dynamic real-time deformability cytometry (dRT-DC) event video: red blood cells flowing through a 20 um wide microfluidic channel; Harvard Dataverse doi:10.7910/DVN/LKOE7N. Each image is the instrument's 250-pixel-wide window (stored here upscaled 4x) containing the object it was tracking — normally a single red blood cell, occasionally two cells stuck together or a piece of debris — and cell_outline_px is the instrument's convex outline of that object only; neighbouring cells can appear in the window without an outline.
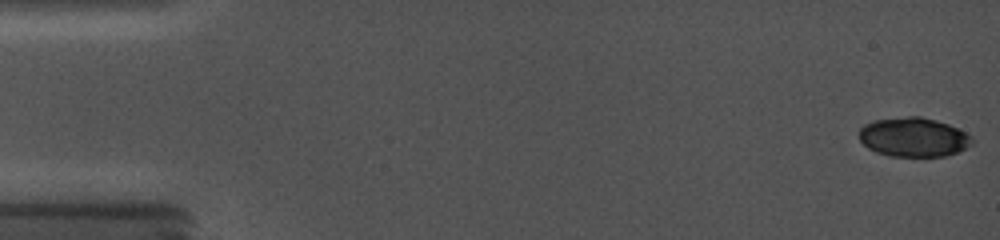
{"species": "common noctule bat (a hibernating species)", "species_latin": "Nyctalus noctula", "temperature_condition": "cold", "stored_images_in_passage": 18, "camera_frame_rate_fps": 5000, "um_per_image_px": 0.085, "animal": {"sex": "female", "body_mass_g": 19.0, "forearm_length_mm": 56.7}, "frame": {"image": 1, "passage_image": 1, "time_ms": 0.0, "image_size_px": [1000, 240], "cell_outline_px": [[972, 144], [956, 152], [944, 156], [888, 156], [876, 152], [868, 148], [860, 140], [860, 128], [864, 124], [876, 120], [908, 116], [920, 116], [936, 120], [948, 124], [972, 136]], "centroid_in_image_um": [77.63, 11.66], "position_along_channel_um": 7.4, "area_um2": 25.61}}
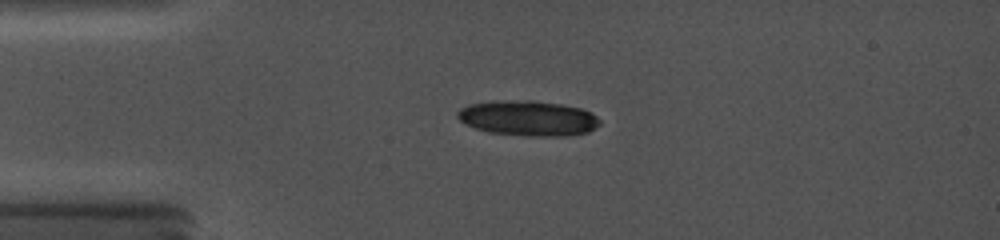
{"frame": {"image": 2, "passage_image": 13, "time_ms": 4.0, "image_size_px": [1000, 240], "cell_outline_px": [[600, 124], [596, 128], [588, 132], [564, 136], [524, 136], [488, 132], [476, 128], [460, 120], [456, 116], [456, 112], [460, 108], [468, 104], [496, 100], [532, 100], [560, 104], [580, 108], [592, 112], [600, 120]], "centroid_in_image_um": [44.89, 10.04], "position_along_channel_um": 40.1, "area_um2": 29.42}}